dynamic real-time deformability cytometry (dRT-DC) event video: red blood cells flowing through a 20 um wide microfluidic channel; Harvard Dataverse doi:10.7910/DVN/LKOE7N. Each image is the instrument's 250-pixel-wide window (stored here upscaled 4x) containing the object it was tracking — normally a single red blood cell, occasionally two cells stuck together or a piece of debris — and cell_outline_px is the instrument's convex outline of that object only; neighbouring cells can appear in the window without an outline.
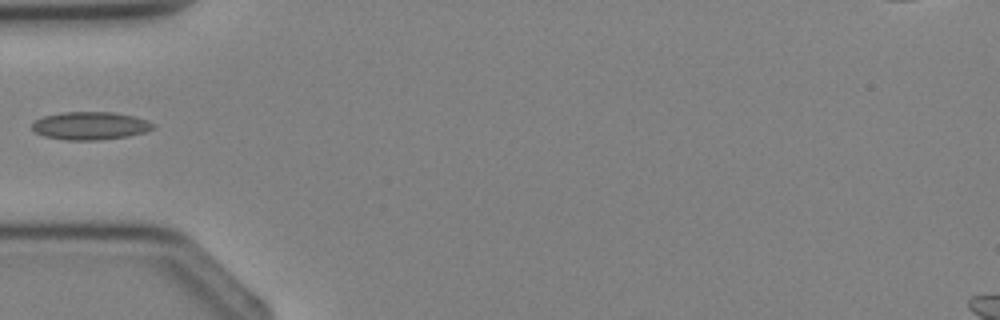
{"species": "Egyptian fruit bat (a non-hibernating species)", "species_latin": "Rousettus aegyptiacus", "temperature_condition": "cold", "stored_images_in_passage": 1, "camera_frame_rate_fps": 3000, "um_per_image_px": 0.085, "animal": {"sex": "female"}, "frame": {"image": 1, "passage_image": 1, "time_ms": 0.0, "image_size_px": [1000, 320], "cell_outline_px": [[156, 128], [144, 132], [128, 136], [100, 140], [64, 140], [44, 136], [36, 132], [32, 128], [32, 124], [36, 120], [44, 116], [64, 112], [112, 112], [136, 116], [148, 120], [156, 124]], "centroid_in_image_um": [7.72, 10.69], "position_along_channel_um": 77.3, "area_um2": 19.83}}